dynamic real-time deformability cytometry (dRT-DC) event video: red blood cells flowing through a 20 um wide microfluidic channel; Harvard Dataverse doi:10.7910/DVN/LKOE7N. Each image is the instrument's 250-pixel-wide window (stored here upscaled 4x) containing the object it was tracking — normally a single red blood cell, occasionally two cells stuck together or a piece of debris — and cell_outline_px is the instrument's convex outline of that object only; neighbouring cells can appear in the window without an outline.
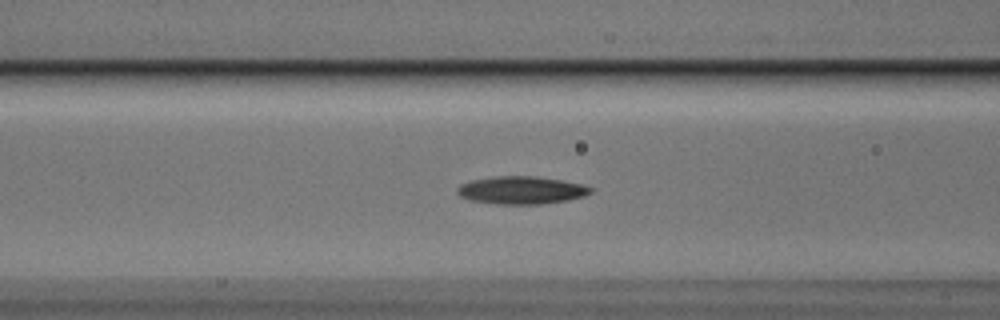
{"species": "Egyptian fruit bat (a non-hibernating species)", "species_latin": "Rousettus aegyptiacus", "temperature_condition": "cold", "stored_images_in_passage": 45, "segment_of_instrument_passage": [1, 2], "camera_frame_rate_fps": 3000, "um_per_image_px": 0.085, "animal": {"sex": "male"}, "frame": {"image": 1, "passage_image": 12, "time_ms": 3.667, "image_size_px": [1000, 320], "cell_outline_px": [[592, 192], [584, 196], [568, 200], [540, 204], [496, 204], [468, 200], [460, 196], [456, 192], [456, 188], [460, 184], [472, 180], [492, 176], [536, 176], [584, 184], [592, 188]], "centroid_in_image_um": [44.29, 16.16], "position_along_channel_um": 122.3, "area_um2": 21.73}}
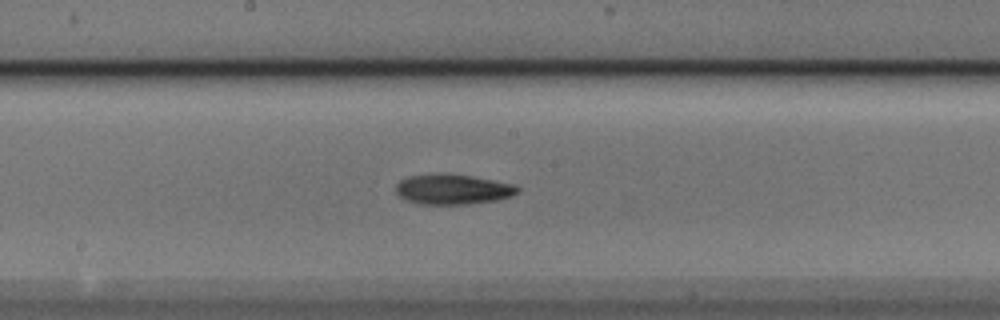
{"frame": {"image": 2, "passage_image": 19, "time_ms": 6.0, "image_size_px": [1000, 320], "cell_outline_px": [[520, 192], [512, 196], [496, 200], [468, 204], [420, 204], [408, 200], [400, 196], [396, 192], [396, 184], [400, 180], [408, 176], [440, 172], [444, 172], [472, 176], [512, 184], [520, 188]], "centroid_in_image_um": [38.48, 16.07], "position_along_channel_um": 209.7, "area_um2": 21.56}}
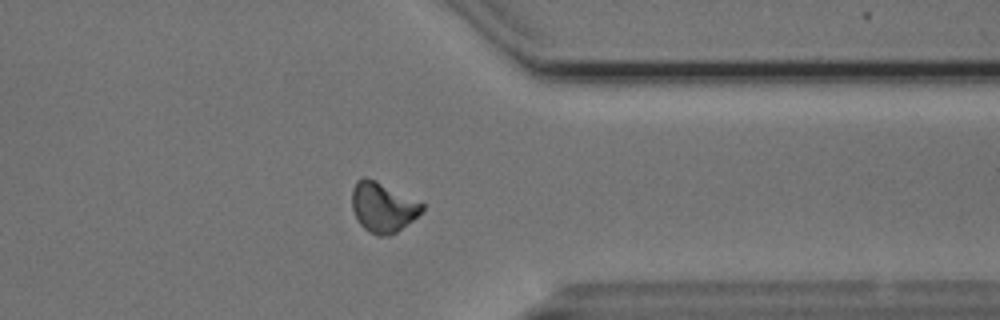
{"frame": {"image": 3, "passage_image": 33, "time_ms": 10.667, "image_size_px": [1000, 320], "cell_outline_px": [[424, 208], [412, 220], [396, 232], [388, 236], [376, 236], [368, 232], [356, 220], [352, 208], [352, 188], [356, 180], [364, 176], [376, 180], [424, 204]], "centroid_in_image_um": [32.49, 17.61], "position_along_channel_um": 378.9, "area_um2": 20.35}}